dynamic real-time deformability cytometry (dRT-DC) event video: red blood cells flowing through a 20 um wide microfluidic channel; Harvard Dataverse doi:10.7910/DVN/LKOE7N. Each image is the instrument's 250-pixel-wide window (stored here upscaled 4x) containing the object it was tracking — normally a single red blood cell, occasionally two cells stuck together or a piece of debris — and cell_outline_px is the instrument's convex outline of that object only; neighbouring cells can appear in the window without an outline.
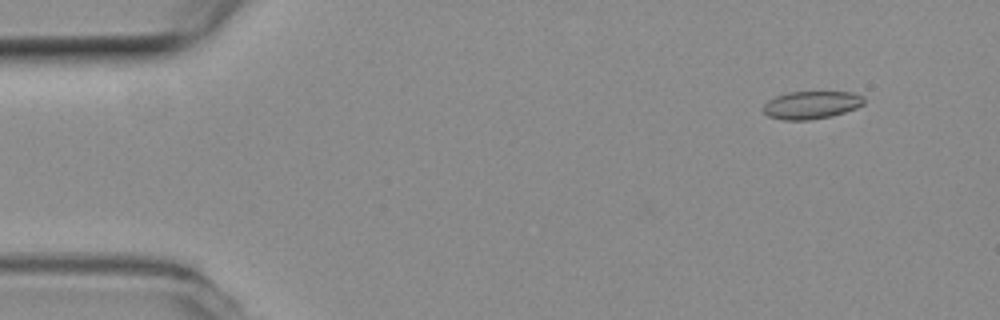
{"species": "common noctule bat (a hibernating species)", "species_latin": "Nyctalus noctula", "temperature_condition": "room temperature", "stored_images_in_passage": 4, "camera_frame_rate_fps": 3000, "um_per_image_px": 0.085, "animal": {"sex": "female", "body_mass_g": 19.3, "forearm_length_mm": 54.1}, "frame": {"image": 1, "passage_image": 1, "time_ms": 0.0, "image_size_px": [1000, 320], "cell_outline_px": [[864, 104], [856, 108], [832, 116], [808, 120], [784, 120], [768, 116], [764, 112], [764, 104], [768, 100], [776, 96], [788, 92], [852, 92], [860, 96], [864, 100]], "centroid_in_image_um": [68.95, 8.92], "position_along_channel_um": 16.1, "area_um2": 16.18}}
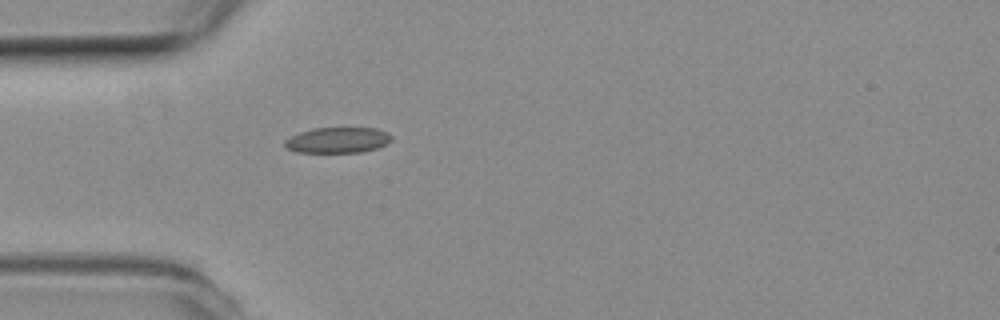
{"frame": {"image": 2, "passage_image": 4, "time_ms": 1.0, "image_size_px": [1000, 320], "cell_outline_px": [[392, 140], [388, 144], [376, 148], [360, 152], [296, 152], [288, 148], [284, 144], [284, 140], [300, 132], [312, 128], [376, 128], [388, 132], [392, 136]], "centroid_in_image_um": [28.74, 11.9], "position_along_channel_um": 56.3, "area_um2": 15.95}}